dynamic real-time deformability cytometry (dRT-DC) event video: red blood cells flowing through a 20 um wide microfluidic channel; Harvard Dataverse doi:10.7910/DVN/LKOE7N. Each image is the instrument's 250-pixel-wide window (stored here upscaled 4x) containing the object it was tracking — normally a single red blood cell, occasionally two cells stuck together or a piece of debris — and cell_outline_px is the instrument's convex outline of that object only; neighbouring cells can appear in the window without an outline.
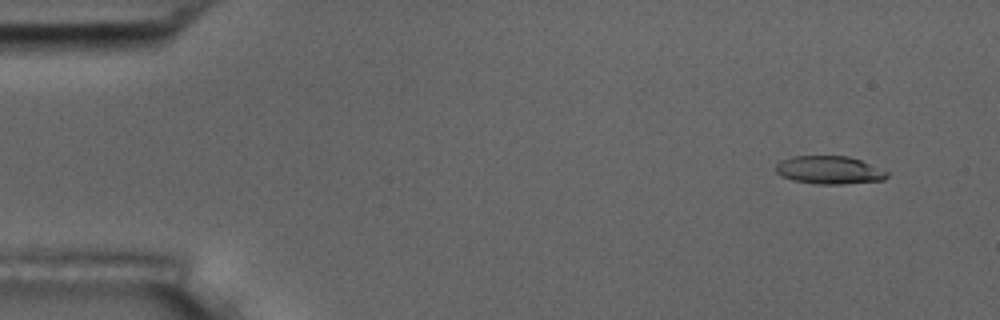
{"species": "common noctule bat (a hibernating species)", "species_latin": "Nyctalus noctula", "temperature_condition": "room temperature", "stored_images_in_passage": 7, "camera_frame_rate_fps": 3000, "um_per_image_px": 0.085, "animal": {"sex": "male", "body_mass_g": 17.5, "forearm_length_mm": 52.3}, "frame": {"image": 1, "passage_image": 2, "time_ms": 1.333, "image_size_px": [1000, 320], "cell_outline_px": [[888, 176], [884, 180], [844, 184], [816, 184], [792, 180], [780, 176], [776, 172], [776, 164], [780, 160], [792, 156], [848, 156], [860, 160], [888, 172]], "centroid_in_image_um": [70.45, 14.46], "position_along_channel_um": 14.5, "area_um2": 18.21}}
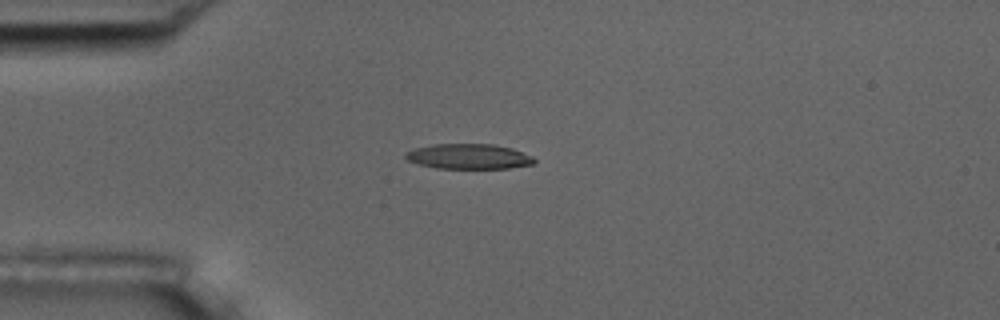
{"frame": {"image": 2, "passage_image": 5, "time_ms": 4.667, "image_size_px": [1000, 320], "cell_outline_px": [[536, 160], [532, 164], [508, 168], [436, 168], [420, 164], [408, 160], [404, 156], [404, 152], [412, 148], [432, 144], [496, 144], [512, 148], [532, 156]], "centroid_in_image_um": [39.81, 13.28], "position_along_channel_um": 45.2, "area_um2": 18.9}}